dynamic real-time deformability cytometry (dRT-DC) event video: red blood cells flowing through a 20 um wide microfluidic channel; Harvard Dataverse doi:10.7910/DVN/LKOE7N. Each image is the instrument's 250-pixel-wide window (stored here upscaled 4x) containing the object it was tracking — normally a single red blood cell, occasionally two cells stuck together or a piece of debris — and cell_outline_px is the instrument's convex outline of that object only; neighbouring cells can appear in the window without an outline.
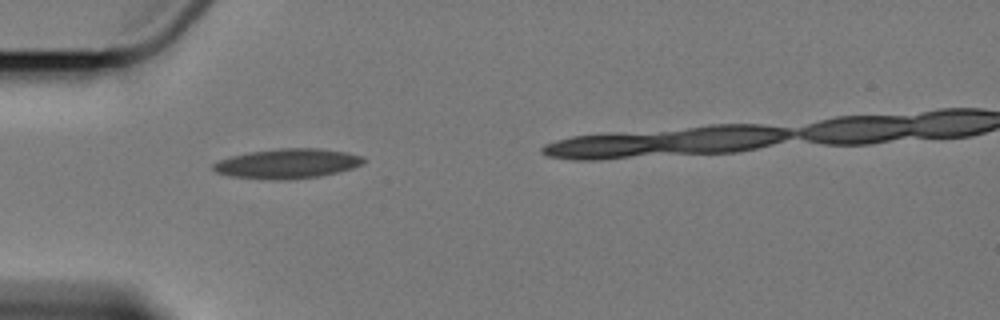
{"species": "Egyptian fruit bat (a non-hibernating species)", "species_latin": "Rousettus aegyptiacus", "temperature_condition": "cold", "stored_images_in_passage": 3, "segment_of_instrument_passage": [1, 2], "camera_frame_rate_fps": 3000, "um_per_image_px": 0.085, "animal": {"sex": "female"}, "frame": {"image": 1, "passage_image": 1, "time_ms": 0.0, "image_size_px": [1000, 320], "cell_outline_px": [[364, 164], [352, 168], [320, 176], [288, 180], [272, 180], [228, 176], [216, 172], [212, 168], [212, 164], [220, 160], [232, 156], [248, 152], [280, 148], [320, 148], [348, 152], [364, 156]], "centroid_in_image_um": [24.44, 13.9], "position_along_channel_um": 60.6, "area_um2": 26.24}}